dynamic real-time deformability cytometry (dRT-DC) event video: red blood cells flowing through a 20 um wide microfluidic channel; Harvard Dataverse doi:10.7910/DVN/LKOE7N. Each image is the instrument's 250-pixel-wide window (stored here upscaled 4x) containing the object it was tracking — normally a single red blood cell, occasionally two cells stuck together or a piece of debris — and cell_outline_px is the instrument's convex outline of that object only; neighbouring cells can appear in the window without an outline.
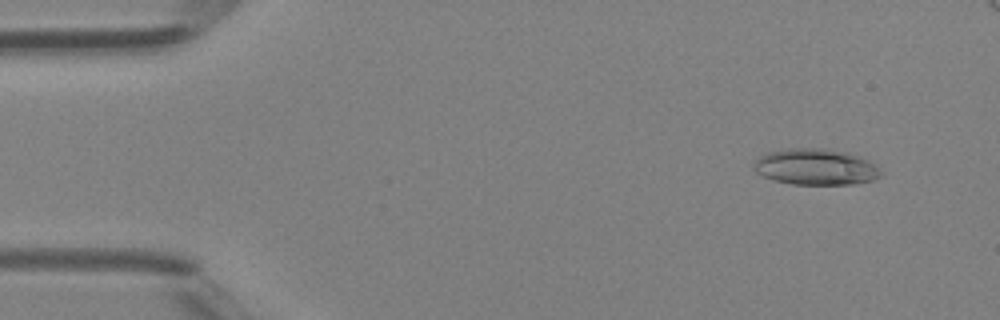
{"species": "Egyptian fruit bat (a non-hibernating species)", "species_latin": "Rousettus aegyptiacus", "temperature_condition": "room temperature", "stored_images_in_passage": 47, "camera_frame_rate_fps": 3000, "um_per_image_px": 0.085, "animal": {"sex": "female"}, "frame": {"image": 1, "passage_image": 4, "time_ms": 1.0, "image_size_px": [1000, 320], "cell_outline_px": [[884, 176], [872, 180], [852, 184], [792, 184], [772, 180], [756, 172], [752, 168], [756, 160], [760, 156], [768, 152], [788, 148], [828, 148], [848, 152], [868, 160], [880, 168], [884, 172]], "centroid_in_image_um": [69.37, 14.18], "position_along_channel_um": 15.6, "area_um2": 27.05}}
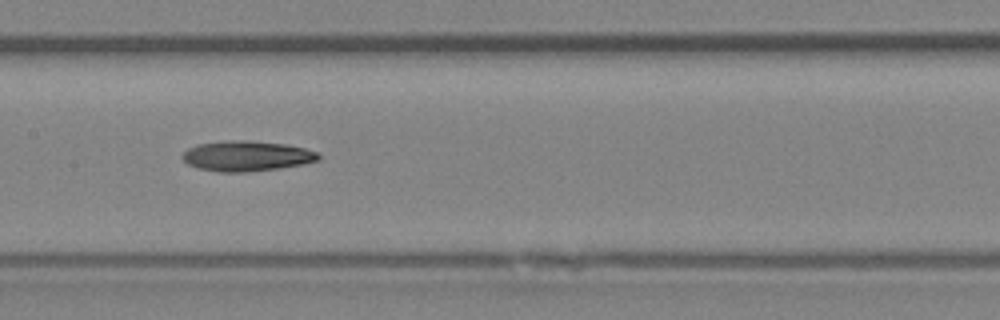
{"frame": {"image": 2, "passage_image": 23, "time_ms": 7.333, "image_size_px": [1000, 320], "cell_outline_px": [[320, 160], [300, 164], [276, 168], [244, 172], [220, 172], [200, 168], [188, 164], [180, 156], [188, 148], [200, 144], [228, 140], [248, 140], [284, 144], [304, 148], [316, 152], [320, 156]], "centroid_in_image_um": [20.94, 13.25], "position_along_channel_um": 186.5, "area_um2": 23.64}}
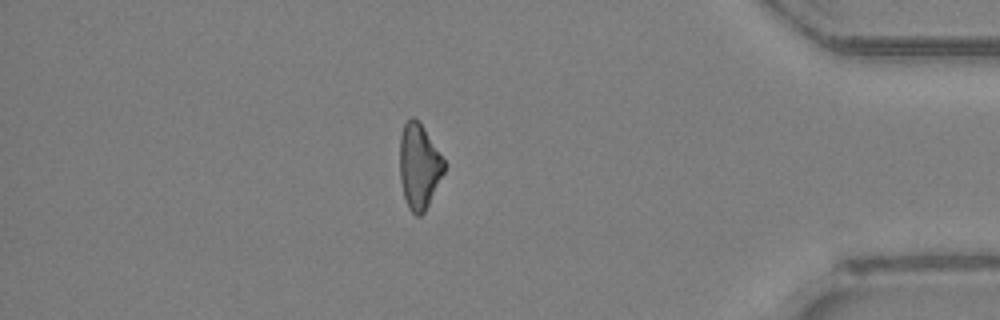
{"frame": {"image": 3, "passage_image": 40, "time_ms": 13.0, "image_size_px": [1000, 320], "cell_outline_px": [[444, 172], [424, 212], [420, 216], [416, 216], [408, 208], [404, 196], [400, 180], [400, 136], [404, 124], [412, 116], [424, 128], [444, 160]], "centroid_in_image_um": [35.6, 14.15], "position_along_channel_um": 399.6, "area_um2": 21.62}}